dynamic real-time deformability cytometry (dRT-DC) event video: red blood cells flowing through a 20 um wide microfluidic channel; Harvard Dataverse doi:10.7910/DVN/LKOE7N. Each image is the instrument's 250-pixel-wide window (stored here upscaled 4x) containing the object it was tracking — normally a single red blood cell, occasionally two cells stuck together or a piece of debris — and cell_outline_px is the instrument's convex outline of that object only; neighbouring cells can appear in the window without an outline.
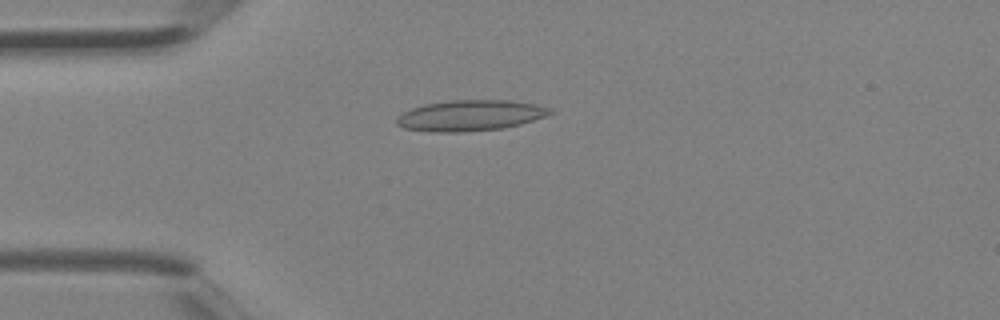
{"species": "Egyptian fruit bat (a non-hibernating species)", "species_latin": "Rousettus aegyptiacus", "temperature_condition": "room temperature", "stored_images_in_passage": 3, "camera_frame_rate_fps": 3000, "um_per_image_px": 0.085, "animal": {"sex": "female"}, "frame": {"image": 1, "passage_image": 3, "time_ms": 0.667, "image_size_px": [1000, 320], "cell_outline_px": [[556, 112], [520, 124], [504, 128], [456, 132], [432, 132], [404, 128], [396, 124], [396, 120], [404, 112], [412, 108], [424, 104], [452, 100], [512, 100], [536, 104], [552, 108]], "centroid_in_image_um": [40.0, 9.81], "position_along_channel_um": 45.0, "area_um2": 27.46}}